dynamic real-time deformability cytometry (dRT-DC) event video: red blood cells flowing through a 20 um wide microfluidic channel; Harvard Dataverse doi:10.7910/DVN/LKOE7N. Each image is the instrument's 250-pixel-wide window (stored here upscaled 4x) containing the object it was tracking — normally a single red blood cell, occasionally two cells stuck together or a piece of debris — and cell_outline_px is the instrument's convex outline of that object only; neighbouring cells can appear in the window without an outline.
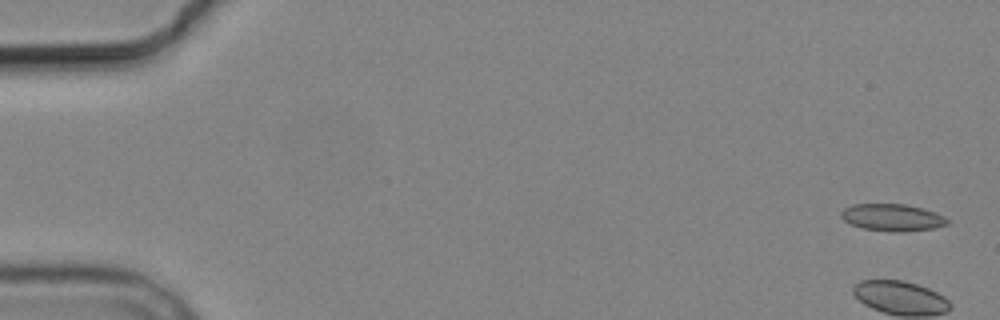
{"species": "common noctule bat (a hibernating species)", "species_latin": "Nyctalus noctula", "temperature_condition": "cold", "stored_images_in_passage": 4, "camera_frame_rate_fps": 3000, "um_per_image_px": 0.085, "animal": {"sex": "male", "body_mass_g": 19.2, "forearm_length_mm": 51.8}, "frame": {"image": 1, "passage_image": 1, "time_ms": 0.0, "image_size_px": [1000, 320], "cell_outline_px": [[948, 224], [932, 228], [904, 232], [888, 232], [864, 228], [852, 224], [844, 220], [840, 216], [840, 212], [844, 208], [852, 204], [904, 204], [936, 212], [944, 216], [948, 220]], "centroid_in_image_um": [75.83, 18.48], "position_along_channel_um": 9.2, "area_um2": 16.7}}